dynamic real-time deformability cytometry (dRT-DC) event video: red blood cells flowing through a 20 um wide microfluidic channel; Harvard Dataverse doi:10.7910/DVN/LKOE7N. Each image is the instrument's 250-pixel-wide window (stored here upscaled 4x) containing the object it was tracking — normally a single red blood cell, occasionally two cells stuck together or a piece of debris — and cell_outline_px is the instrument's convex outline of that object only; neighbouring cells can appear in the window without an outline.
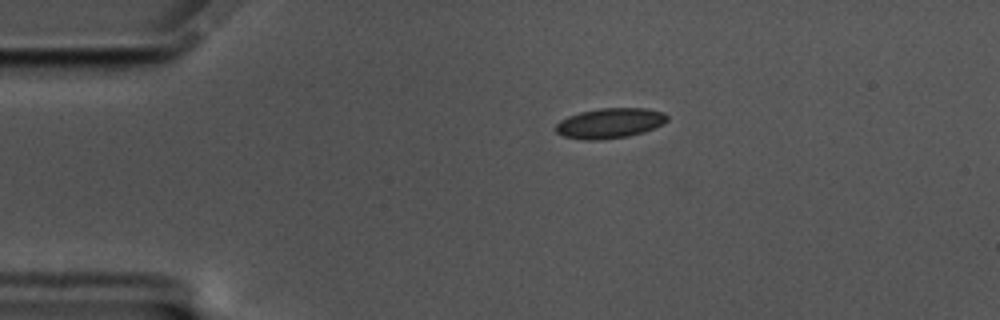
{"species": "common noctule bat (a hibernating species)", "species_latin": "Nyctalus noctula", "temperature_condition": "cold", "stored_images_in_passage": 36, "camera_frame_rate_fps": 3000, "um_per_image_px": 0.085, "animal": {"sex": "male", "body_mass_g": 17.5, "forearm_length_mm": 52.3}, "frame": {"image": 1, "passage_image": 1, "time_ms": 0.0, "image_size_px": [1000, 320], "cell_outline_px": [[668, 120], [664, 124], [644, 132], [628, 136], [600, 140], [584, 140], [564, 136], [556, 132], [552, 128], [560, 120], [568, 116], [580, 112], [600, 108], [644, 108], [664, 112], [668, 116]], "centroid_in_image_um": [51.83, 10.47], "position_along_channel_um": 33.2, "area_um2": 19.77}}